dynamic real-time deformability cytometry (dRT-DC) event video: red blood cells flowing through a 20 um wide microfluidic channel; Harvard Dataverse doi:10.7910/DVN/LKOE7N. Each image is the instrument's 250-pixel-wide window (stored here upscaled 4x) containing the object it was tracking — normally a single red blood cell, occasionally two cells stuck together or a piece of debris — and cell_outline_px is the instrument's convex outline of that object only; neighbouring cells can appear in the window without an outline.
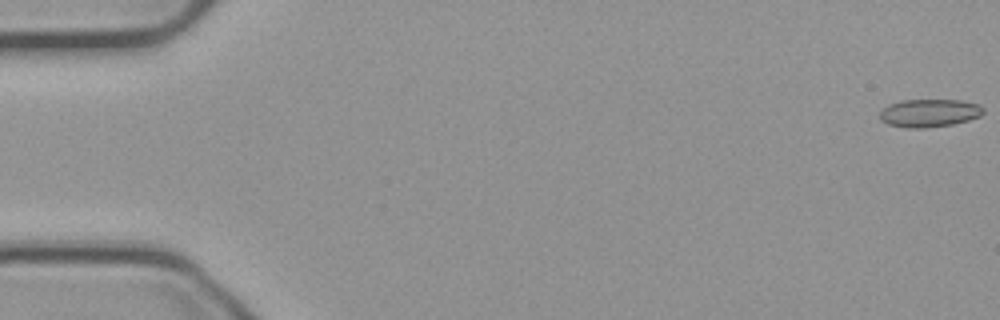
{"species": "common noctule bat (a hibernating species)", "species_latin": "Nyctalus noctula", "temperature_condition": "cold", "stored_images_in_passage": 22, "camera_frame_rate_fps": 3000, "um_per_image_px": 0.085, "animal": {"sex": "male", "body_mass_g": 23.1, "forearm_length_mm": 52.7}, "frame": {"image": 1, "passage_image": 1, "time_ms": 0.0, "image_size_px": [1000, 320], "cell_outline_px": [[984, 112], [980, 116], [968, 120], [952, 124], [924, 128], [908, 128], [888, 124], [880, 120], [880, 112], [888, 104], [900, 100], [960, 100], [980, 104], [984, 108]], "centroid_in_image_um": [78.99, 9.6], "position_along_channel_um": 6.0, "area_um2": 16.94}}
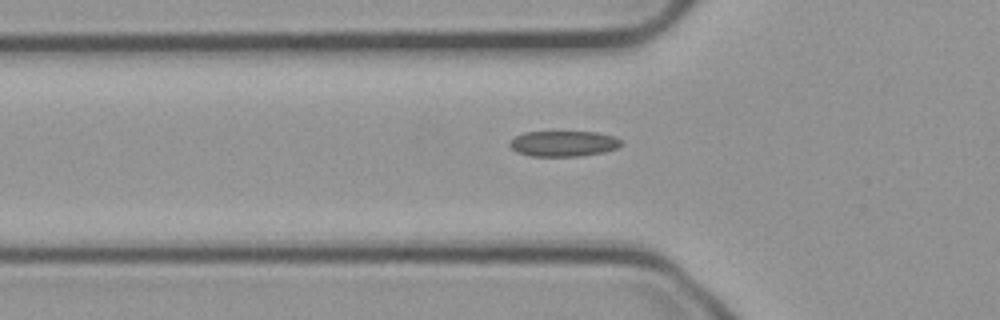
{"frame": {"image": 2, "passage_image": 19, "time_ms": 6.0, "image_size_px": [1000, 320], "cell_outline_px": [[620, 144], [616, 148], [604, 152], [576, 156], [532, 156], [516, 152], [508, 144], [516, 136], [524, 132], [596, 132], [612, 136], [620, 140]], "centroid_in_image_um": [47.85, 12.21], "position_along_channel_um": 77.9, "area_um2": 16.36}}
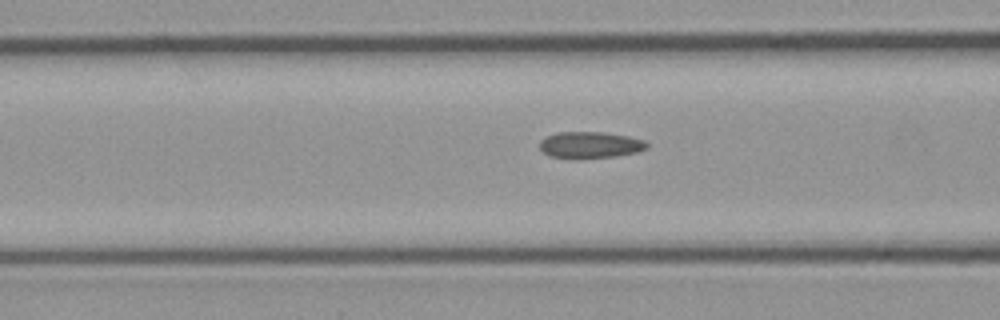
{"frame": {"image": 3, "passage_image": 22, "time_ms": 7.0, "image_size_px": [1000, 320], "cell_outline_px": [[648, 148], [636, 152], [616, 156], [548, 156], [540, 148], [540, 140], [556, 132], [604, 132], [628, 136], [644, 140], [648, 144]], "centroid_in_image_um": [50.2, 12.27], "position_along_channel_um": 116.4, "area_um2": 15.9}}